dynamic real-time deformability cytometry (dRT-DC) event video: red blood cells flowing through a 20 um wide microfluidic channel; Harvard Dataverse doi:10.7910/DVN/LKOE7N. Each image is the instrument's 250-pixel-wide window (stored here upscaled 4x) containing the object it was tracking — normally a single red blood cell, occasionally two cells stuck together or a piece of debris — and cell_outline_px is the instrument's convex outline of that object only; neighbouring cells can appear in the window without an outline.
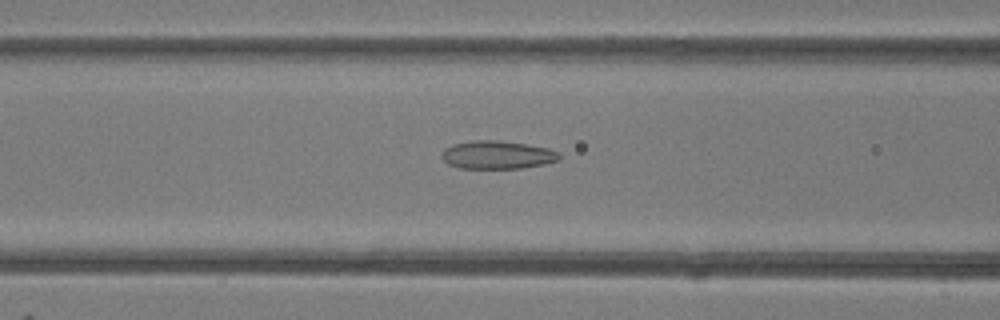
{"species": "common noctule bat (a hibernating species)", "species_latin": "Nyctalus noctula", "temperature_condition": "room temperature", "stored_images_in_passage": 48, "camera_frame_rate_fps": 3000, "um_per_image_px": 0.085, "animal": {"sex": "female"}, "frame": {"image": 1, "passage_image": 19, "time_ms": 6.0, "image_size_px": [1000, 320], "cell_outline_px": [[560, 156], [556, 160], [544, 164], [524, 168], [460, 168], [448, 164], [440, 156], [444, 148], [452, 144], [476, 140], [496, 140], [524, 144], [548, 148], [560, 152]], "centroid_in_image_um": [42.24, 13.16], "position_along_channel_um": 124.4, "area_um2": 19.19}}
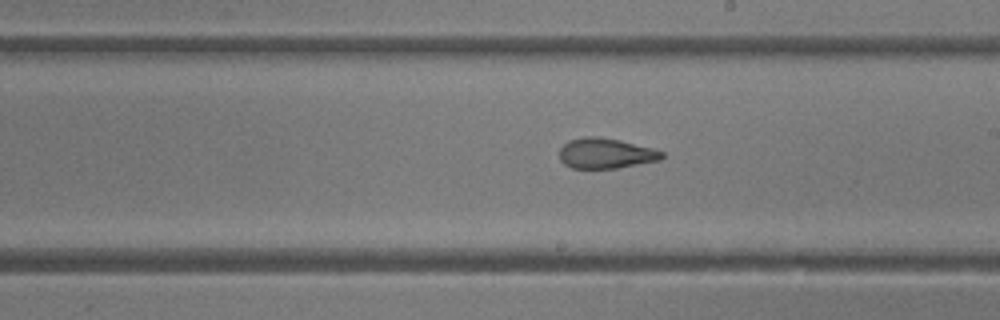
{"frame": {"image": 2, "passage_image": 27, "time_ms": 8.667, "image_size_px": [1000, 320], "cell_outline_px": [[664, 156], [660, 160], [616, 168], [572, 168], [564, 164], [560, 160], [560, 148], [568, 140], [584, 136], [596, 136], [620, 140], [652, 148], [664, 152]], "centroid_in_image_um": [51.47, 13.02], "position_along_channel_um": 237.5, "area_um2": 18.09}}
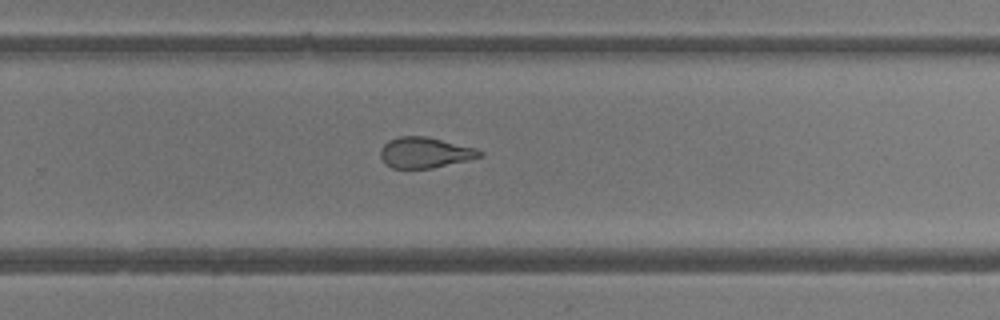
{"frame": {"image": 3, "passage_image": 31, "time_ms": 10.0, "image_size_px": [1000, 320], "cell_outline_px": [[484, 156], [468, 160], [432, 168], [392, 168], [384, 164], [380, 156], [380, 148], [388, 140], [400, 136], [424, 136], [476, 148], [484, 152]], "centroid_in_image_um": [36.1, 12.97], "position_along_channel_um": 293.7, "area_um2": 17.8}, "authors_computed_cell_mechanics": {"area_um2": 20.6635, "velocity_mm_per_s": 4.2365, "shape_relaxation_time_tau1_ms": null, "shape_relaxation_time_tau2_ms": 1.1044, "deformation_change_tau1": null, "deformation_change_tau2": 0.0856}}